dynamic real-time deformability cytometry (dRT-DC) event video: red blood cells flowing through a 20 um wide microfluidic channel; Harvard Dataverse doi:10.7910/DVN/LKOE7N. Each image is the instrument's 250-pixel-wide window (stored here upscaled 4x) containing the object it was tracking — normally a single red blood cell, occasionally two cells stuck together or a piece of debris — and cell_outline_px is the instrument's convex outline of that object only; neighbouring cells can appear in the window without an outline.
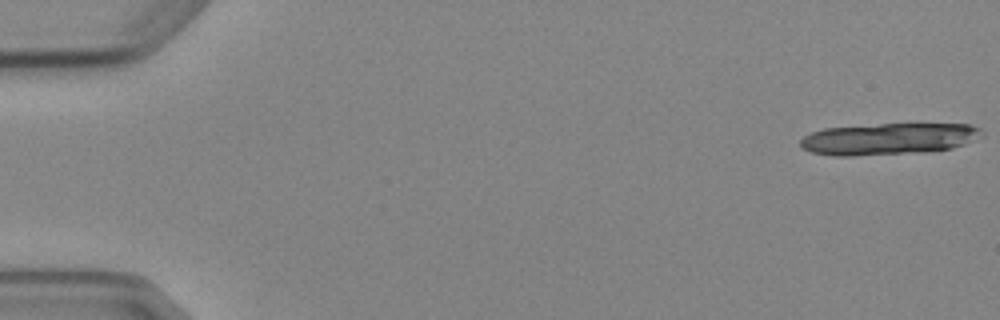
{"species": "Egyptian fruit bat (a non-hibernating species)", "species_latin": "Rousettus aegyptiacus", "temperature_condition": "cold", "stored_images_in_passage": 8, "camera_frame_rate_fps": 3000, "um_per_image_px": 0.085, "animal": {"sex": "female"}, "frame": {"image": 1, "passage_image": 1, "time_ms": 0.0, "image_size_px": [1000, 320], "cell_outline_px": [[984, 136], [964, 144], [952, 148], [924, 152], [852, 156], [832, 156], [812, 152], [800, 148], [800, 140], [804, 136], [812, 132], [824, 128], [880, 124], [968, 124], [980, 128]], "centroid_in_image_um": [75.52, 11.81], "position_along_channel_um": 9.5, "area_um2": 33.58}}
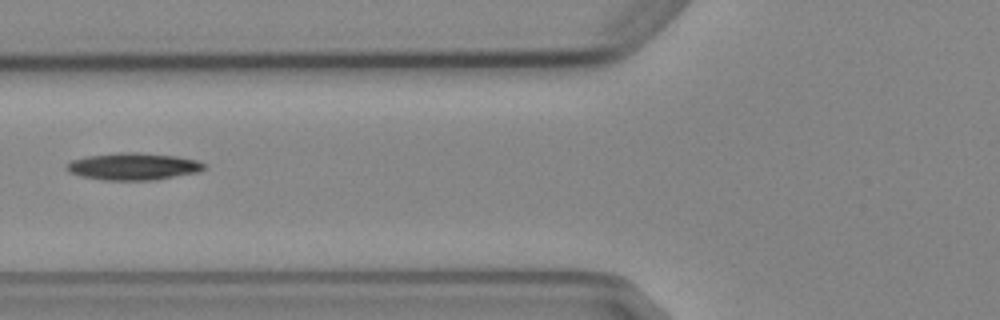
{"frame": {"image": 2, "passage_image": 7, "time_ms": 7.0, "image_size_px": [1000, 320], "cell_outline_px": [[208, 168], [200, 172], [156, 180], [104, 180], [80, 176], [68, 172], [64, 168], [64, 164], [72, 160], [88, 156], [120, 152], [136, 152], [176, 156], [196, 160], [208, 164]], "centroid_in_image_um": [11.35, 14.15], "position_along_channel_um": 114.4, "area_um2": 22.08}}